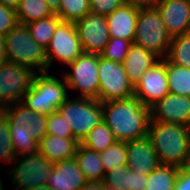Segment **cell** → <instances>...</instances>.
Returning a JSON list of instances; mask_svg holds the SVG:
<instances>
[{"instance_id":"obj_14","label":"cell","mask_w":190,"mask_h":190,"mask_svg":"<svg viewBox=\"0 0 190 190\" xmlns=\"http://www.w3.org/2000/svg\"><path fill=\"white\" fill-rule=\"evenodd\" d=\"M168 93L166 59L161 58L134 86V96L138 97L144 106L151 108Z\"/></svg>"},{"instance_id":"obj_40","label":"cell","mask_w":190,"mask_h":190,"mask_svg":"<svg viewBox=\"0 0 190 190\" xmlns=\"http://www.w3.org/2000/svg\"><path fill=\"white\" fill-rule=\"evenodd\" d=\"M4 50H5V35L0 33V65L6 62Z\"/></svg>"},{"instance_id":"obj_11","label":"cell","mask_w":190,"mask_h":190,"mask_svg":"<svg viewBox=\"0 0 190 190\" xmlns=\"http://www.w3.org/2000/svg\"><path fill=\"white\" fill-rule=\"evenodd\" d=\"M37 74L32 68L11 62L0 65V109L21 103Z\"/></svg>"},{"instance_id":"obj_24","label":"cell","mask_w":190,"mask_h":190,"mask_svg":"<svg viewBox=\"0 0 190 190\" xmlns=\"http://www.w3.org/2000/svg\"><path fill=\"white\" fill-rule=\"evenodd\" d=\"M169 92L190 97V68L166 60Z\"/></svg>"},{"instance_id":"obj_31","label":"cell","mask_w":190,"mask_h":190,"mask_svg":"<svg viewBox=\"0 0 190 190\" xmlns=\"http://www.w3.org/2000/svg\"><path fill=\"white\" fill-rule=\"evenodd\" d=\"M11 140L9 122L7 117L0 111V162L7 166L17 156Z\"/></svg>"},{"instance_id":"obj_41","label":"cell","mask_w":190,"mask_h":190,"mask_svg":"<svg viewBox=\"0 0 190 190\" xmlns=\"http://www.w3.org/2000/svg\"><path fill=\"white\" fill-rule=\"evenodd\" d=\"M79 190H100V181H87Z\"/></svg>"},{"instance_id":"obj_7","label":"cell","mask_w":190,"mask_h":190,"mask_svg":"<svg viewBox=\"0 0 190 190\" xmlns=\"http://www.w3.org/2000/svg\"><path fill=\"white\" fill-rule=\"evenodd\" d=\"M10 165L3 171H6L7 181H12L10 182L12 190H27L47 185L48 176L53 169V163L39 151L34 154L16 156Z\"/></svg>"},{"instance_id":"obj_28","label":"cell","mask_w":190,"mask_h":190,"mask_svg":"<svg viewBox=\"0 0 190 190\" xmlns=\"http://www.w3.org/2000/svg\"><path fill=\"white\" fill-rule=\"evenodd\" d=\"M116 141L111 129L102 121L88 133L81 144L91 150L101 153Z\"/></svg>"},{"instance_id":"obj_2","label":"cell","mask_w":190,"mask_h":190,"mask_svg":"<svg viewBox=\"0 0 190 190\" xmlns=\"http://www.w3.org/2000/svg\"><path fill=\"white\" fill-rule=\"evenodd\" d=\"M1 112L7 117L11 141L17 156L38 152L39 142L47 135V115L36 113L17 103Z\"/></svg>"},{"instance_id":"obj_13","label":"cell","mask_w":190,"mask_h":190,"mask_svg":"<svg viewBox=\"0 0 190 190\" xmlns=\"http://www.w3.org/2000/svg\"><path fill=\"white\" fill-rule=\"evenodd\" d=\"M75 26L84 53L100 55L110 39L106 16L90 11Z\"/></svg>"},{"instance_id":"obj_1","label":"cell","mask_w":190,"mask_h":190,"mask_svg":"<svg viewBox=\"0 0 190 190\" xmlns=\"http://www.w3.org/2000/svg\"><path fill=\"white\" fill-rule=\"evenodd\" d=\"M103 121L111 129L117 141H134L148 136L151 119L150 108L140 99L110 100L102 103Z\"/></svg>"},{"instance_id":"obj_44","label":"cell","mask_w":190,"mask_h":190,"mask_svg":"<svg viewBox=\"0 0 190 190\" xmlns=\"http://www.w3.org/2000/svg\"><path fill=\"white\" fill-rule=\"evenodd\" d=\"M100 190H119V189L115 188L114 186H109L103 181H100Z\"/></svg>"},{"instance_id":"obj_20","label":"cell","mask_w":190,"mask_h":190,"mask_svg":"<svg viewBox=\"0 0 190 190\" xmlns=\"http://www.w3.org/2000/svg\"><path fill=\"white\" fill-rule=\"evenodd\" d=\"M160 59L161 58L152 51L132 43L126 59L123 62L125 72L130 82L135 86L144 73Z\"/></svg>"},{"instance_id":"obj_16","label":"cell","mask_w":190,"mask_h":190,"mask_svg":"<svg viewBox=\"0 0 190 190\" xmlns=\"http://www.w3.org/2000/svg\"><path fill=\"white\" fill-rule=\"evenodd\" d=\"M155 8L172 37L190 32V0H160Z\"/></svg>"},{"instance_id":"obj_36","label":"cell","mask_w":190,"mask_h":190,"mask_svg":"<svg viewBox=\"0 0 190 190\" xmlns=\"http://www.w3.org/2000/svg\"><path fill=\"white\" fill-rule=\"evenodd\" d=\"M91 12L99 15H109L124 3L123 0H89Z\"/></svg>"},{"instance_id":"obj_29","label":"cell","mask_w":190,"mask_h":190,"mask_svg":"<svg viewBox=\"0 0 190 190\" xmlns=\"http://www.w3.org/2000/svg\"><path fill=\"white\" fill-rule=\"evenodd\" d=\"M99 154L106 174L114 167L127 165V142L116 141Z\"/></svg>"},{"instance_id":"obj_3","label":"cell","mask_w":190,"mask_h":190,"mask_svg":"<svg viewBox=\"0 0 190 190\" xmlns=\"http://www.w3.org/2000/svg\"><path fill=\"white\" fill-rule=\"evenodd\" d=\"M150 138L161 165L186 166L190 155V135L187 126L150 119Z\"/></svg>"},{"instance_id":"obj_18","label":"cell","mask_w":190,"mask_h":190,"mask_svg":"<svg viewBox=\"0 0 190 190\" xmlns=\"http://www.w3.org/2000/svg\"><path fill=\"white\" fill-rule=\"evenodd\" d=\"M48 177L51 190H79L87 182L75 158L53 163Z\"/></svg>"},{"instance_id":"obj_26","label":"cell","mask_w":190,"mask_h":190,"mask_svg":"<svg viewBox=\"0 0 190 190\" xmlns=\"http://www.w3.org/2000/svg\"><path fill=\"white\" fill-rule=\"evenodd\" d=\"M179 168L172 165H160L147 178L145 190H173Z\"/></svg>"},{"instance_id":"obj_42","label":"cell","mask_w":190,"mask_h":190,"mask_svg":"<svg viewBox=\"0 0 190 190\" xmlns=\"http://www.w3.org/2000/svg\"><path fill=\"white\" fill-rule=\"evenodd\" d=\"M47 2L48 7L51 9L53 13H58L60 0H45Z\"/></svg>"},{"instance_id":"obj_43","label":"cell","mask_w":190,"mask_h":190,"mask_svg":"<svg viewBox=\"0 0 190 190\" xmlns=\"http://www.w3.org/2000/svg\"><path fill=\"white\" fill-rule=\"evenodd\" d=\"M19 2L20 0H0V4L13 10L17 9Z\"/></svg>"},{"instance_id":"obj_15","label":"cell","mask_w":190,"mask_h":190,"mask_svg":"<svg viewBox=\"0 0 190 190\" xmlns=\"http://www.w3.org/2000/svg\"><path fill=\"white\" fill-rule=\"evenodd\" d=\"M150 115L152 121L188 127L190 124V97L169 92L150 108Z\"/></svg>"},{"instance_id":"obj_47","label":"cell","mask_w":190,"mask_h":190,"mask_svg":"<svg viewBox=\"0 0 190 190\" xmlns=\"http://www.w3.org/2000/svg\"><path fill=\"white\" fill-rule=\"evenodd\" d=\"M0 190H3V182H2V178L0 177Z\"/></svg>"},{"instance_id":"obj_22","label":"cell","mask_w":190,"mask_h":190,"mask_svg":"<svg viewBox=\"0 0 190 190\" xmlns=\"http://www.w3.org/2000/svg\"><path fill=\"white\" fill-rule=\"evenodd\" d=\"M74 158L76 159L80 170L84 173L87 181L104 180V167L98 152L91 150L80 143Z\"/></svg>"},{"instance_id":"obj_35","label":"cell","mask_w":190,"mask_h":190,"mask_svg":"<svg viewBox=\"0 0 190 190\" xmlns=\"http://www.w3.org/2000/svg\"><path fill=\"white\" fill-rule=\"evenodd\" d=\"M17 24L16 11L0 4V33L6 35Z\"/></svg>"},{"instance_id":"obj_10","label":"cell","mask_w":190,"mask_h":190,"mask_svg":"<svg viewBox=\"0 0 190 190\" xmlns=\"http://www.w3.org/2000/svg\"><path fill=\"white\" fill-rule=\"evenodd\" d=\"M98 77V100L102 103L134 96V85L130 82L123 64L106 60L98 54Z\"/></svg>"},{"instance_id":"obj_6","label":"cell","mask_w":190,"mask_h":190,"mask_svg":"<svg viewBox=\"0 0 190 190\" xmlns=\"http://www.w3.org/2000/svg\"><path fill=\"white\" fill-rule=\"evenodd\" d=\"M57 111L66 119L73 138L79 143L103 121L102 102L93 98L69 97Z\"/></svg>"},{"instance_id":"obj_32","label":"cell","mask_w":190,"mask_h":190,"mask_svg":"<svg viewBox=\"0 0 190 190\" xmlns=\"http://www.w3.org/2000/svg\"><path fill=\"white\" fill-rule=\"evenodd\" d=\"M131 44L132 42L129 40L110 37L100 56L106 60L123 64Z\"/></svg>"},{"instance_id":"obj_25","label":"cell","mask_w":190,"mask_h":190,"mask_svg":"<svg viewBox=\"0 0 190 190\" xmlns=\"http://www.w3.org/2000/svg\"><path fill=\"white\" fill-rule=\"evenodd\" d=\"M61 21L62 20L57 16V14L54 13L49 17L28 23L26 26L31 34V37L39 45L46 49L57 28V25Z\"/></svg>"},{"instance_id":"obj_39","label":"cell","mask_w":190,"mask_h":190,"mask_svg":"<svg viewBox=\"0 0 190 190\" xmlns=\"http://www.w3.org/2000/svg\"><path fill=\"white\" fill-rule=\"evenodd\" d=\"M160 0H123L125 5L137 7L139 9L155 8Z\"/></svg>"},{"instance_id":"obj_12","label":"cell","mask_w":190,"mask_h":190,"mask_svg":"<svg viewBox=\"0 0 190 190\" xmlns=\"http://www.w3.org/2000/svg\"><path fill=\"white\" fill-rule=\"evenodd\" d=\"M84 53L75 23L61 21L46 48L47 71L59 61L66 65ZM55 62V63H54Z\"/></svg>"},{"instance_id":"obj_30","label":"cell","mask_w":190,"mask_h":190,"mask_svg":"<svg viewBox=\"0 0 190 190\" xmlns=\"http://www.w3.org/2000/svg\"><path fill=\"white\" fill-rule=\"evenodd\" d=\"M90 11L89 0H60L57 16L62 21L75 23Z\"/></svg>"},{"instance_id":"obj_38","label":"cell","mask_w":190,"mask_h":190,"mask_svg":"<svg viewBox=\"0 0 190 190\" xmlns=\"http://www.w3.org/2000/svg\"><path fill=\"white\" fill-rule=\"evenodd\" d=\"M148 175L137 174L130 169V190H145Z\"/></svg>"},{"instance_id":"obj_33","label":"cell","mask_w":190,"mask_h":190,"mask_svg":"<svg viewBox=\"0 0 190 190\" xmlns=\"http://www.w3.org/2000/svg\"><path fill=\"white\" fill-rule=\"evenodd\" d=\"M103 182L119 190H130V168L127 165L114 167L105 174Z\"/></svg>"},{"instance_id":"obj_8","label":"cell","mask_w":190,"mask_h":190,"mask_svg":"<svg viewBox=\"0 0 190 190\" xmlns=\"http://www.w3.org/2000/svg\"><path fill=\"white\" fill-rule=\"evenodd\" d=\"M172 36L156 8L139 9L133 43L150 50L160 58L168 53Z\"/></svg>"},{"instance_id":"obj_19","label":"cell","mask_w":190,"mask_h":190,"mask_svg":"<svg viewBox=\"0 0 190 190\" xmlns=\"http://www.w3.org/2000/svg\"><path fill=\"white\" fill-rule=\"evenodd\" d=\"M138 15L139 8L125 4L106 15L109 36L129 40L133 43Z\"/></svg>"},{"instance_id":"obj_34","label":"cell","mask_w":190,"mask_h":190,"mask_svg":"<svg viewBox=\"0 0 190 190\" xmlns=\"http://www.w3.org/2000/svg\"><path fill=\"white\" fill-rule=\"evenodd\" d=\"M47 134L73 138L69 123L66 122V119L58 111L47 115Z\"/></svg>"},{"instance_id":"obj_21","label":"cell","mask_w":190,"mask_h":190,"mask_svg":"<svg viewBox=\"0 0 190 190\" xmlns=\"http://www.w3.org/2000/svg\"><path fill=\"white\" fill-rule=\"evenodd\" d=\"M79 144L74 138H63L47 134L39 142L38 151L52 163H57L74 158Z\"/></svg>"},{"instance_id":"obj_45","label":"cell","mask_w":190,"mask_h":190,"mask_svg":"<svg viewBox=\"0 0 190 190\" xmlns=\"http://www.w3.org/2000/svg\"><path fill=\"white\" fill-rule=\"evenodd\" d=\"M27 190H51L47 185L44 186H40V187H33L31 189H27Z\"/></svg>"},{"instance_id":"obj_46","label":"cell","mask_w":190,"mask_h":190,"mask_svg":"<svg viewBox=\"0 0 190 190\" xmlns=\"http://www.w3.org/2000/svg\"><path fill=\"white\" fill-rule=\"evenodd\" d=\"M186 167L190 170V155H189L188 161L186 163Z\"/></svg>"},{"instance_id":"obj_27","label":"cell","mask_w":190,"mask_h":190,"mask_svg":"<svg viewBox=\"0 0 190 190\" xmlns=\"http://www.w3.org/2000/svg\"><path fill=\"white\" fill-rule=\"evenodd\" d=\"M165 59L172 64L190 68V32L172 37Z\"/></svg>"},{"instance_id":"obj_23","label":"cell","mask_w":190,"mask_h":190,"mask_svg":"<svg viewBox=\"0 0 190 190\" xmlns=\"http://www.w3.org/2000/svg\"><path fill=\"white\" fill-rule=\"evenodd\" d=\"M15 11L18 23L23 25L54 14L45 0H20Z\"/></svg>"},{"instance_id":"obj_17","label":"cell","mask_w":190,"mask_h":190,"mask_svg":"<svg viewBox=\"0 0 190 190\" xmlns=\"http://www.w3.org/2000/svg\"><path fill=\"white\" fill-rule=\"evenodd\" d=\"M127 166L137 174L149 175L161 163L148 136L127 142Z\"/></svg>"},{"instance_id":"obj_5","label":"cell","mask_w":190,"mask_h":190,"mask_svg":"<svg viewBox=\"0 0 190 190\" xmlns=\"http://www.w3.org/2000/svg\"><path fill=\"white\" fill-rule=\"evenodd\" d=\"M7 62L23 64L37 73L47 71L46 49L32 37L26 25L17 24L5 35Z\"/></svg>"},{"instance_id":"obj_4","label":"cell","mask_w":190,"mask_h":190,"mask_svg":"<svg viewBox=\"0 0 190 190\" xmlns=\"http://www.w3.org/2000/svg\"><path fill=\"white\" fill-rule=\"evenodd\" d=\"M50 71L40 72L33 78L29 91L23 96L21 104L36 113L49 115L57 111L70 95L65 78Z\"/></svg>"},{"instance_id":"obj_9","label":"cell","mask_w":190,"mask_h":190,"mask_svg":"<svg viewBox=\"0 0 190 190\" xmlns=\"http://www.w3.org/2000/svg\"><path fill=\"white\" fill-rule=\"evenodd\" d=\"M63 74L69 91H75L76 97L98 99V54L83 53L67 65Z\"/></svg>"},{"instance_id":"obj_37","label":"cell","mask_w":190,"mask_h":190,"mask_svg":"<svg viewBox=\"0 0 190 190\" xmlns=\"http://www.w3.org/2000/svg\"><path fill=\"white\" fill-rule=\"evenodd\" d=\"M173 190H190V170L186 166L179 168Z\"/></svg>"}]
</instances>
